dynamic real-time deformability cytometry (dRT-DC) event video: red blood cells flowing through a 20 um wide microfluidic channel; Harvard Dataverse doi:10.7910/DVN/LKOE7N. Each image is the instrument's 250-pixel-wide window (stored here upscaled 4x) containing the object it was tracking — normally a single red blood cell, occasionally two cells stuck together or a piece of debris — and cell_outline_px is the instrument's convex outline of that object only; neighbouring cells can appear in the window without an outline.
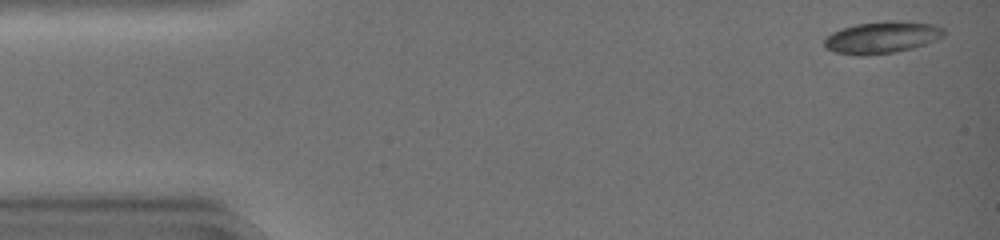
{"species": "common noctule bat (a hibernating species)", "species_latin": "Nyctalus noctula", "temperature_condition": "warm", "stored_images_in_passage": 44, "camera_frame_rate_fps": 3000, "um_per_image_px": 0.085, "animal": {"sex": "female", "body_mass_g": 19.0, "forearm_length_mm": 51.5}, "frame": {"image": 1, "passage_image": 2, "time_ms": 0.333, "image_size_px": [1000, 240], "cell_outline_px": [[944, 36], [924, 44], [912, 48], [896, 52], [864, 56], [856, 56], [836, 52], [828, 48], [824, 44], [824, 40], [832, 32], [856, 24], [932, 24], [944, 28]], "centroid_in_image_um": [74.91, 3.25], "position_along_channel_um": 10.1, "area_um2": 20.92}}
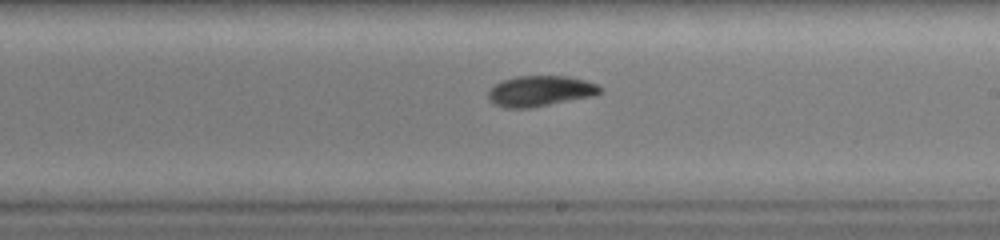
{"frame": {"image": 2, "passage_image": 27, "time_ms": 8.667, "image_size_px": [1000, 240], "cell_outline_px": [[604, 92], [592, 96], [528, 108], [508, 108], [496, 104], [488, 100], [488, 88], [504, 80], [516, 76], [568, 76], [584, 80], [596, 84], [604, 88]], "centroid_in_image_um": [45.93, 7.73], "position_along_channel_um": 243.1, "area_um2": 19.88}}
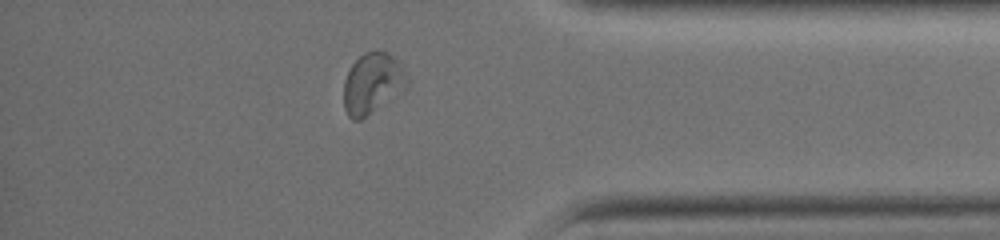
{"frame": {"image": 3, "passage_image": 39, "time_ms": 12.667, "image_size_px": [1000, 240], "cell_outline_px": [[408, 88], [404, 92], [360, 120], [352, 120], [348, 116], [344, 108], [344, 80], [352, 64], [364, 52], [388, 52], [396, 60], [408, 80]], "centroid_in_image_um": [31.66, 7.13], "position_along_channel_um": 403.5, "area_um2": 22.37}, "authors_computed_cell_mechanics": {"area_um2": 20.3456, "velocity_mm_per_s": 4.2328, "shape_relaxation_time_tau1_ms": 3.9983, "shape_relaxation_time_tau2_ms": 5.3458, "deformation_change_tau1": 0.1778, "deformation_change_tau2": 0.0984}}